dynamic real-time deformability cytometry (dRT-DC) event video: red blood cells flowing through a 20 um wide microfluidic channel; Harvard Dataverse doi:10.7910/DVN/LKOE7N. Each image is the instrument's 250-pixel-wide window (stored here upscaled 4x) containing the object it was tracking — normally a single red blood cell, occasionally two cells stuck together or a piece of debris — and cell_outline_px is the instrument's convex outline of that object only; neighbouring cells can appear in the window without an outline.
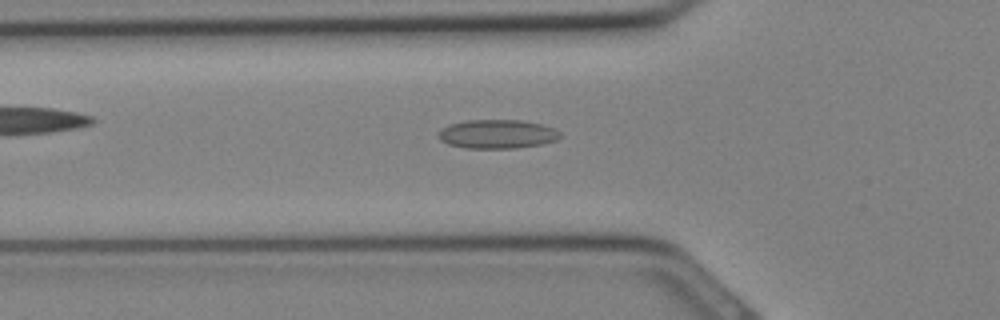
{"species": "Egyptian fruit bat (a non-hibernating species)", "species_latin": "Rousettus aegyptiacus", "temperature_condition": "cold", "stored_images_in_passage": 25, "camera_frame_rate_fps": 3000, "um_per_image_px": 0.085, "animal": {"sex": "female"}, "frame": {"image": 1, "passage_image": 4, "time_ms": 1.0, "image_size_px": [1000, 320], "cell_outline_px": [[560, 136], [556, 140], [540, 144], [516, 148], [464, 148], [448, 144], [440, 140], [440, 128], [448, 124], [464, 120], [520, 120], [540, 124], [556, 128], [560, 132]], "centroid_in_image_um": [42.25, 11.39], "position_along_channel_um": 83.6, "area_um2": 20.52}}
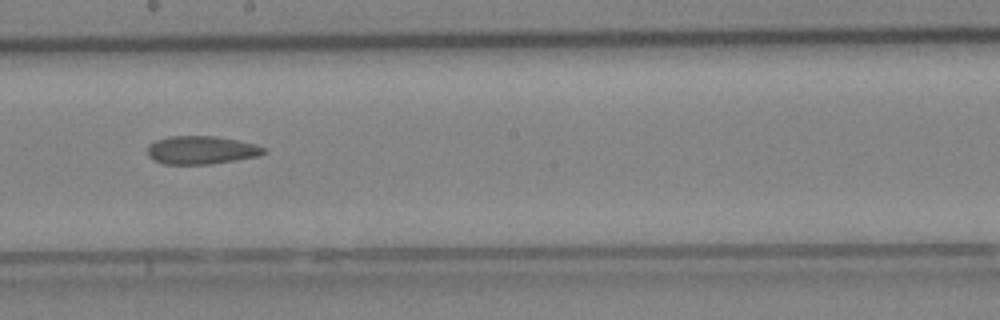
{"frame": {"image": 2, "passage_image": 11, "time_ms": 3.333, "image_size_px": [1000, 320], "cell_outline_px": [[264, 152], [260, 156], [236, 160], [208, 164], [164, 164], [152, 160], [148, 156], [148, 144], [156, 140], [168, 136], [216, 136], [256, 144], [264, 148]], "centroid_in_image_um": [17.07, 12.75], "position_along_channel_um": 231.1, "area_um2": 19.13}}
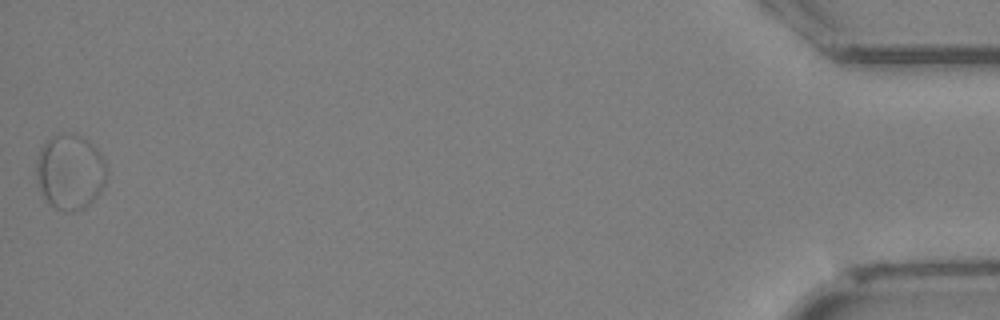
{"frame": {"image": 3, "passage_image": 25, "time_ms": 8.0, "image_size_px": [1000, 320], "cell_outline_px": [[108, 172], [104, 184], [100, 192], [84, 208], [72, 212], [68, 212], [56, 208], [44, 196], [40, 188], [36, 176], [36, 160], [40, 148], [44, 140], [52, 136], [64, 132], [76, 132], [88, 140], [100, 152], [108, 168]], "centroid_in_image_um": [5.96, 14.55], "position_along_channel_um": 429.2, "area_um2": 31.21}}